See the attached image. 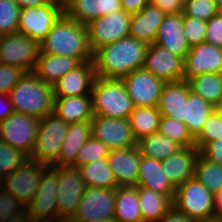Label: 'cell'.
Here are the masks:
<instances>
[{"instance_id": "6", "label": "cell", "mask_w": 222, "mask_h": 222, "mask_svg": "<svg viewBox=\"0 0 222 222\" xmlns=\"http://www.w3.org/2000/svg\"><path fill=\"white\" fill-rule=\"evenodd\" d=\"M68 125L55 113L40 119L36 144L29 159L51 165L60 154Z\"/></svg>"}, {"instance_id": "24", "label": "cell", "mask_w": 222, "mask_h": 222, "mask_svg": "<svg viewBox=\"0 0 222 222\" xmlns=\"http://www.w3.org/2000/svg\"><path fill=\"white\" fill-rule=\"evenodd\" d=\"M165 16L166 13L157 6L146 5L139 12L131 15L129 35L147 45L154 44Z\"/></svg>"}, {"instance_id": "44", "label": "cell", "mask_w": 222, "mask_h": 222, "mask_svg": "<svg viewBox=\"0 0 222 222\" xmlns=\"http://www.w3.org/2000/svg\"><path fill=\"white\" fill-rule=\"evenodd\" d=\"M183 28L190 47L205 42L207 21L183 14Z\"/></svg>"}, {"instance_id": "3", "label": "cell", "mask_w": 222, "mask_h": 222, "mask_svg": "<svg viewBox=\"0 0 222 222\" xmlns=\"http://www.w3.org/2000/svg\"><path fill=\"white\" fill-rule=\"evenodd\" d=\"M14 112L42 119L53 113V86L41 81L33 72L24 73L9 93Z\"/></svg>"}, {"instance_id": "40", "label": "cell", "mask_w": 222, "mask_h": 222, "mask_svg": "<svg viewBox=\"0 0 222 222\" xmlns=\"http://www.w3.org/2000/svg\"><path fill=\"white\" fill-rule=\"evenodd\" d=\"M28 159L24 153L0 140V181Z\"/></svg>"}, {"instance_id": "25", "label": "cell", "mask_w": 222, "mask_h": 222, "mask_svg": "<svg viewBox=\"0 0 222 222\" xmlns=\"http://www.w3.org/2000/svg\"><path fill=\"white\" fill-rule=\"evenodd\" d=\"M191 90L188 81L168 82L164 85L157 109L161 116L185 122V103Z\"/></svg>"}, {"instance_id": "59", "label": "cell", "mask_w": 222, "mask_h": 222, "mask_svg": "<svg viewBox=\"0 0 222 222\" xmlns=\"http://www.w3.org/2000/svg\"><path fill=\"white\" fill-rule=\"evenodd\" d=\"M66 222V221H63V220H54V222ZM31 222H53V220L52 221H31Z\"/></svg>"}, {"instance_id": "21", "label": "cell", "mask_w": 222, "mask_h": 222, "mask_svg": "<svg viewBox=\"0 0 222 222\" xmlns=\"http://www.w3.org/2000/svg\"><path fill=\"white\" fill-rule=\"evenodd\" d=\"M154 44L183 59L187 56L191 47L185 38L183 12L166 14Z\"/></svg>"}, {"instance_id": "15", "label": "cell", "mask_w": 222, "mask_h": 222, "mask_svg": "<svg viewBox=\"0 0 222 222\" xmlns=\"http://www.w3.org/2000/svg\"><path fill=\"white\" fill-rule=\"evenodd\" d=\"M135 107H157L165 81L142 69L121 78Z\"/></svg>"}, {"instance_id": "51", "label": "cell", "mask_w": 222, "mask_h": 222, "mask_svg": "<svg viewBox=\"0 0 222 222\" xmlns=\"http://www.w3.org/2000/svg\"><path fill=\"white\" fill-rule=\"evenodd\" d=\"M122 9L128 14H136L146 5L151 4V0H121Z\"/></svg>"}, {"instance_id": "18", "label": "cell", "mask_w": 222, "mask_h": 222, "mask_svg": "<svg viewBox=\"0 0 222 222\" xmlns=\"http://www.w3.org/2000/svg\"><path fill=\"white\" fill-rule=\"evenodd\" d=\"M221 70L222 48L206 42L191 46L184 58L185 81L199 74L221 73Z\"/></svg>"}, {"instance_id": "52", "label": "cell", "mask_w": 222, "mask_h": 222, "mask_svg": "<svg viewBox=\"0 0 222 222\" xmlns=\"http://www.w3.org/2000/svg\"><path fill=\"white\" fill-rule=\"evenodd\" d=\"M0 122L5 120L9 115L14 113L13 104L9 95L0 93ZM2 107V108H1Z\"/></svg>"}, {"instance_id": "29", "label": "cell", "mask_w": 222, "mask_h": 222, "mask_svg": "<svg viewBox=\"0 0 222 222\" xmlns=\"http://www.w3.org/2000/svg\"><path fill=\"white\" fill-rule=\"evenodd\" d=\"M53 113L67 124L91 121L94 116L92 96L55 97Z\"/></svg>"}, {"instance_id": "22", "label": "cell", "mask_w": 222, "mask_h": 222, "mask_svg": "<svg viewBox=\"0 0 222 222\" xmlns=\"http://www.w3.org/2000/svg\"><path fill=\"white\" fill-rule=\"evenodd\" d=\"M64 13L75 21L87 25L94 19L118 12L121 0H63Z\"/></svg>"}, {"instance_id": "20", "label": "cell", "mask_w": 222, "mask_h": 222, "mask_svg": "<svg viewBox=\"0 0 222 222\" xmlns=\"http://www.w3.org/2000/svg\"><path fill=\"white\" fill-rule=\"evenodd\" d=\"M107 160L114 173L117 187L136 186L141 160V152L137 145L110 150Z\"/></svg>"}, {"instance_id": "57", "label": "cell", "mask_w": 222, "mask_h": 222, "mask_svg": "<svg viewBox=\"0 0 222 222\" xmlns=\"http://www.w3.org/2000/svg\"><path fill=\"white\" fill-rule=\"evenodd\" d=\"M87 222H117L114 218H110L107 220L104 219H93V220H89Z\"/></svg>"}, {"instance_id": "38", "label": "cell", "mask_w": 222, "mask_h": 222, "mask_svg": "<svg viewBox=\"0 0 222 222\" xmlns=\"http://www.w3.org/2000/svg\"><path fill=\"white\" fill-rule=\"evenodd\" d=\"M158 132L176 141L182 147H191L195 145V138L189 132L186 124L174 118L161 116Z\"/></svg>"}, {"instance_id": "45", "label": "cell", "mask_w": 222, "mask_h": 222, "mask_svg": "<svg viewBox=\"0 0 222 222\" xmlns=\"http://www.w3.org/2000/svg\"><path fill=\"white\" fill-rule=\"evenodd\" d=\"M25 210V205L16 200L13 195L0 184V222H5L11 217L20 215Z\"/></svg>"}, {"instance_id": "37", "label": "cell", "mask_w": 222, "mask_h": 222, "mask_svg": "<svg viewBox=\"0 0 222 222\" xmlns=\"http://www.w3.org/2000/svg\"><path fill=\"white\" fill-rule=\"evenodd\" d=\"M194 177L214 195L222 190V165L205 159L201 154L196 161Z\"/></svg>"}, {"instance_id": "1", "label": "cell", "mask_w": 222, "mask_h": 222, "mask_svg": "<svg viewBox=\"0 0 222 222\" xmlns=\"http://www.w3.org/2000/svg\"><path fill=\"white\" fill-rule=\"evenodd\" d=\"M148 45L132 36L106 44L93 52L96 77L121 79L128 73L142 69Z\"/></svg>"}, {"instance_id": "39", "label": "cell", "mask_w": 222, "mask_h": 222, "mask_svg": "<svg viewBox=\"0 0 222 222\" xmlns=\"http://www.w3.org/2000/svg\"><path fill=\"white\" fill-rule=\"evenodd\" d=\"M20 10L14 0H0V36L18 32Z\"/></svg>"}, {"instance_id": "33", "label": "cell", "mask_w": 222, "mask_h": 222, "mask_svg": "<svg viewBox=\"0 0 222 222\" xmlns=\"http://www.w3.org/2000/svg\"><path fill=\"white\" fill-rule=\"evenodd\" d=\"M142 222H158L171 208L173 201L166 195L138 187Z\"/></svg>"}, {"instance_id": "58", "label": "cell", "mask_w": 222, "mask_h": 222, "mask_svg": "<svg viewBox=\"0 0 222 222\" xmlns=\"http://www.w3.org/2000/svg\"><path fill=\"white\" fill-rule=\"evenodd\" d=\"M215 110L222 114V98L219 103L215 106Z\"/></svg>"}, {"instance_id": "46", "label": "cell", "mask_w": 222, "mask_h": 222, "mask_svg": "<svg viewBox=\"0 0 222 222\" xmlns=\"http://www.w3.org/2000/svg\"><path fill=\"white\" fill-rule=\"evenodd\" d=\"M24 73L18 67L0 63V93L9 95Z\"/></svg>"}, {"instance_id": "7", "label": "cell", "mask_w": 222, "mask_h": 222, "mask_svg": "<svg viewBox=\"0 0 222 222\" xmlns=\"http://www.w3.org/2000/svg\"><path fill=\"white\" fill-rule=\"evenodd\" d=\"M39 119L14 112L0 122V140L30 158L37 139Z\"/></svg>"}, {"instance_id": "30", "label": "cell", "mask_w": 222, "mask_h": 222, "mask_svg": "<svg viewBox=\"0 0 222 222\" xmlns=\"http://www.w3.org/2000/svg\"><path fill=\"white\" fill-rule=\"evenodd\" d=\"M113 218L117 222H142L138 186L116 188Z\"/></svg>"}, {"instance_id": "12", "label": "cell", "mask_w": 222, "mask_h": 222, "mask_svg": "<svg viewBox=\"0 0 222 222\" xmlns=\"http://www.w3.org/2000/svg\"><path fill=\"white\" fill-rule=\"evenodd\" d=\"M59 172L57 210L58 220L69 222L86 188L80 172L72 166H53Z\"/></svg>"}, {"instance_id": "16", "label": "cell", "mask_w": 222, "mask_h": 222, "mask_svg": "<svg viewBox=\"0 0 222 222\" xmlns=\"http://www.w3.org/2000/svg\"><path fill=\"white\" fill-rule=\"evenodd\" d=\"M91 133L94 138L102 141L110 150L137 145L128 119L94 115L91 120Z\"/></svg>"}, {"instance_id": "13", "label": "cell", "mask_w": 222, "mask_h": 222, "mask_svg": "<svg viewBox=\"0 0 222 222\" xmlns=\"http://www.w3.org/2000/svg\"><path fill=\"white\" fill-rule=\"evenodd\" d=\"M131 14L124 10L108 14L92 20L86 26L91 50L94 52L100 47L119 41L129 36Z\"/></svg>"}, {"instance_id": "9", "label": "cell", "mask_w": 222, "mask_h": 222, "mask_svg": "<svg viewBox=\"0 0 222 222\" xmlns=\"http://www.w3.org/2000/svg\"><path fill=\"white\" fill-rule=\"evenodd\" d=\"M63 13V0H50L38 7L21 9L18 32L40 43Z\"/></svg>"}, {"instance_id": "61", "label": "cell", "mask_w": 222, "mask_h": 222, "mask_svg": "<svg viewBox=\"0 0 222 222\" xmlns=\"http://www.w3.org/2000/svg\"><path fill=\"white\" fill-rule=\"evenodd\" d=\"M216 2V4L219 6L220 4H222V0H214Z\"/></svg>"}, {"instance_id": "42", "label": "cell", "mask_w": 222, "mask_h": 222, "mask_svg": "<svg viewBox=\"0 0 222 222\" xmlns=\"http://www.w3.org/2000/svg\"><path fill=\"white\" fill-rule=\"evenodd\" d=\"M110 149L100 140L91 136L76 157V168L102 158H108Z\"/></svg>"}, {"instance_id": "11", "label": "cell", "mask_w": 222, "mask_h": 222, "mask_svg": "<svg viewBox=\"0 0 222 222\" xmlns=\"http://www.w3.org/2000/svg\"><path fill=\"white\" fill-rule=\"evenodd\" d=\"M48 166L46 163L28 159L1 180L0 184L26 207L33 200L42 173Z\"/></svg>"}, {"instance_id": "53", "label": "cell", "mask_w": 222, "mask_h": 222, "mask_svg": "<svg viewBox=\"0 0 222 222\" xmlns=\"http://www.w3.org/2000/svg\"><path fill=\"white\" fill-rule=\"evenodd\" d=\"M21 9L38 7L48 3L50 0H14Z\"/></svg>"}, {"instance_id": "60", "label": "cell", "mask_w": 222, "mask_h": 222, "mask_svg": "<svg viewBox=\"0 0 222 222\" xmlns=\"http://www.w3.org/2000/svg\"><path fill=\"white\" fill-rule=\"evenodd\" d=\"M218 11H219V14L222 15V4H220V5L218 6Z\"/></svg>"}, {"instance_id": "4", "label": "cell", "mask_w": 222, "mask_h": 222, "mask_svg": "<svg viewBox=\"0 0 222 222\" xmlns=\"http://www.w3.org/2000/svg\"><path fill=\"white\" fill-rule=\"evenodd\" d=\"M93 115L129 119L135 108L121 79L96 77L91 90Z\"/></svg>"}, {"instance_id": "2", "label": "cell", "mask_w": 222, "mask_h": 222, "mask_svg": "<svg viewBox=\"0 0 222 222\" xmlns=\"http://www.w3.org/2000/svg\"><path fill=\"white\" fill-rule=\"evenodd\" d=\"M40 53L77 58L81 63L93 60L87 26L63 13L49 34L39 43Z\"/></svg>"}, {"instance_id": "34", "label": "cell", "mask_w": 222, "mask_h": 222, "mask_svg": "<svg viewBox=\"0 0 222 222\" xmlns=\"http://www.w3.org/2000/svg\"><path fill=\"white\" fill-rule=\"evenodd\" d=\"M141 155L155 160L163 161L183 147L159 132L145 136L137 141Z\"/></svg>"}, {"instance_id": "28", "label": "cell", "mask_w": 222, "mask_h": 222, "mask_svg": "<svg viewBox=\"0 0 222 222\" xmlns=\"http://www.w3.org/2000/svg\"><path fill=\"white\" fill-rule=\"evenodd\" d=\"M77 58L39 53L33 73L43 82L52 85L79 66Z\"/></svg>"}, {"instance_id": "50", "label": "cell", "mask_w": 222, "mask_h": 222, "mask_svg": "<svg viewBox=\"0 0 222 222\" xmlns=\"http://www.w3.org/2000/svg\"><path fill=\"white\" fill-rule=\"evenodd\" d=\"M158 222H193L185 213L179 211L174 205L160 218Z\"/></svg>"}, {"instance_id": "36", "label": "cell", "mask_w": 222, "mask_h": 222, "mask_svg": "<svg viewBox=\"0 0 222 222\" xmlns=\"http://www.w3.org/2000/svg\"><path fill=\"white\" fill-rule=\"evenodd\" d=\"M191 90L214 107L222 98V77L220 73H205L188 80Z\"/></svg>"}, {"instance_id": "43", "label": "cell", "mask_w": 222, "mask_h": 222, "mask_svg": "<svg viewBox=\"0 0 222 222\" xmlns=\"http://www.w3.org/2000/svg\"><path fill=\"white\" fill-rule=\"evenodd\" d=\"M218 13V5L214 0H186L184 3L183 14L186 16L209 21Z\"/></svg>"}, {"instance_id": "48", "label": "cell", "mask_w": 222, "mask_h": 222, "mask_svg": "<svg viewBox=\"0 0 222 222\" xmlns=\"http://www.w3.org/2000/svg\"><path fill=\"white\" fill-rule=\"evenodd\" d=\"M200 154L207 160L222 165V139L207 143Z\"/></svg>"}, {"instance_id": "8", "label": "cell", "mask_w": 222, "mask_h": 222, "mask_svg": "<svg viewBox=\"0 0 222 222\" xmlns=\"http://www.w3.org/2000/svg\"><path fill=\"white\" fill-rule=\"evenodd\" d=\"M40 53L39 42L20 32L0 36V63L33 72Z\"/></svg>"}, {"instance_id": "32", "label": "cell", "mask_w": 222, "mask_h": 222, "mask_svg": "<svg viewBox=\"0 0 222 222\" xmlns=\"http://www.w3.org/2000/svg\"><path fill=\"white\" fill-rule=\"evenodd\" d=\"M77 169L86 187L117 188L115 176L107 158L81 165Z\"/></svg>"}, {"instance_id": "14", "label": "cell", "mask_w": 222, "mask_h": 222, "mask_svg": "<svg viewBox=\"0 0 222 222\" xmlns=\"http://www.w3.org/2000/svg\"><path fill=\"white\" fill-rule=\"evenodd\" d=\"M116 188L86 187L80 198L77 211L69 222H87L93 219L114 217Z\"/></svg>"}, {"instance_id": "5", "label": "cell", "mask_w": 222, "mask_h": 222, "mask_svg": "<svg viewBox=\"0 0 222 222\" xmlns=\"http://www.w3.org/2000/svg\"><path fill=\"white\" fill-rule=\"evenodd\" d=\"M173 205L193 222L214 216V194L195 177L176 188Z\"/></svg>"}, {"instance_id": "26", "label": "cell", "mask_w": 222, "mask_h": 222, "mask_svg": "<svg viewBox=\"0 0 222 222\" xmlns=\"http://www.w3.org/2000/svg\"><path fill=\"white\" fill-rule=\"evenodd\" d=\"M136 186L154 190L174 201L176 188L163 172L161 161L141 155Z\"/></svg>"}, {"instance_id": "47", "label": "cell", "mask_w": 222, "mask_h": 222, "mask_svg": "<svg viewBox=\"0 0 222 222\" xmlns=\"http://www.w3.org/2000/svg\"><path fill=\"white\" fill-rule=\"evenodd\" d=\"M205 42L222 48V15L219 13L207 21Z\"/></svg>"}, {"instance_id": "19", "label": "cell", "mask_w": 222, "mask_h": 222, "mask_svg": "<svg viewBox=\"0 0 222 222\" xmlns=\"http://www.w3.org/2000/svg\"><path fill=\"white\" fill-rule=\"evenodd\" d=\"M95 78L93 60L82 62L53 84L54 97L91 95Z\"/></svg>"}, {"instance_id": "10", "label": "cell", "mask_w": 222, "mask_h": 222, "mask_svg": "<svg viewBox=\"0 0 222 222\" xmlns=\"http://www.w3.org/2000/svg\"><path fill=\"white\" fill-rule=\"evenodd\" d=\"M58 182L59 172L49 165L42 173L33 200L26 206V211L32 221L58 220Z\"/></svg>"}, {"instance_id": "17", "label": "cell", "mask_w": 222, "mask_h": 222, "mask_svg": "<svg viewBox=\"0 0 222 222\" xmlns=\"http://www.w3.org/2000/svg\"><path fill=\"white\" fill-rule=\"evenodd\" d=\"M143 69L166 83L184 80V59L157 44L148 45Z\"/></svg>"}, {"instance_id": "23", "label": "cell", "mask_w": 222, "mask_h": 222, "mask_svg": "<svg viewBox=\"0 0 222 222\" xmlns=\"http://www.w3.org/2000/svg\"><path fill=\"white\" fill-rule=\"evenodd\" d=\"M199 154L200 151L195 145L183 147L161 161L163 172L175 188L195 176V165Z\"/></svg>"}, {"instance_id": "41", "label": "cell", "mask_w": 222, "mask_h": 222, "mask_svg": "<svg viewBox=\"0 0 222 222\" xmlns=\"http://www.w3.org/2000/svg\"><path fill=\"white\" fill-rule=\"evenodd\" d=\"M218 139H222V114L214 110L195 138V146L200 151L207 143Z\"/></svg>"}, {"instance_id": "31", "label": "cell", "mask_w": 222, "mask_h": 222, "mask_svg": "<svg viewBox=\"0 0 222 222\" xmlns=\"http://www.w3.org/2000/svg\"><path fill=\"white\" fill-rule=\"evenodd\" d=\"M215 110V107L204 100L192 90L188 93V100L185 103V124L191 135L196 138L202 131L207 118Z\"/></svg>"}, {"instance_id": "56", "label": "cell", "mask_w": 222, "mask_h": 222, "mask_svg": "<svg viewBox=\"0 0 222 222\" xmlns=\"http://www.w3.org/2000/svg\"><path fill=\"white\" fill-rule=\"evenodd\" d=\"M196 222H222V219L218 218L216 216H212V217H209L208 219L199 220V221H196Z\"/></svg>"}, {"instance_id": "35", "label": "cell", "mask_w": 222, "mask_h": 222, "mask_svg": "<svg viewBox=\"0 0 222 222\" xmlns=\"http://www.w3.org/2000/svg\"><path fill=\"white\" fill-rule=\"evenodd\" d=\"M160 118L157 107H135L128 119L135 139L138 141L158 132Z\"/></svg>"}, {"instance_id": "54", "label": "cell", "mask_w": 222, "mask_h": 222, "mask_svg": "<svg viewBox=\"0 0 222 222\" xmlns=\"http://www.w3.org/2000/svg\"><path fill=\"white\" fill-rule=\"evenodd\" d=\"M214 216L222 219V190L214 195Z\"/></svg>"}, {"instance_id": "27", "label": "cell", "mask_w": 222, "mask_h": 222, "mask_svg": "<svg viewBox=\"0 0 222 222\" xmlns=\"http://www.w3.org/2000/svg\"><path fill=\"white\" fill-rule=\"evenodd\" d=\"M91 136V121L69 124L60 154L50 166L76 168L77 154Z\"/></svg>"}, {"instance_id": "49", "label": "cell", "mask_w": 222, "mask_h": 222, "mask_svg": "<svg viewBox=\"0 0 222 222\" xmlns=\"http://www.w3.org/2000/svg\"><path fill=\"white\" fill-rule=\"evenodd\" d=\"M184 3V0H151V4L157 6L166 14L183 12Z\"/></svg>"}, {"instance_id": "55", "label": "cell", "mask_w": 222, "mask_h": 222, "mask_svg": "<svg viewBox=\"0 0 222 222\" xmlns=\"http://www.w3.org/2000/svg\"><path fill=\"white\" fill-rule=\"evenodd\" d=\"M31 218L29 217L27 211L25 210L22 214L11 217L7 219L5 222H31Z\"/></svg>"}]
</instances>
